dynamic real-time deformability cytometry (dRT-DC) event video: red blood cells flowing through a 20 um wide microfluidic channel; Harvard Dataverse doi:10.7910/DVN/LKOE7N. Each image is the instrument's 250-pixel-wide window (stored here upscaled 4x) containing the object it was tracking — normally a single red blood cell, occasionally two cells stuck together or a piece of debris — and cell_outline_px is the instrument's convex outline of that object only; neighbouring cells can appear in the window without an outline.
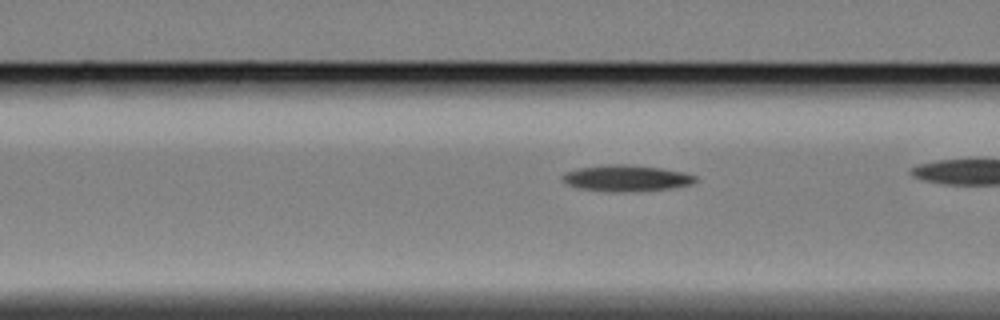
{"species": "Egyptian fruit bat (a non-hibernating species)", "species_latin": "Rousettus aegyptiacus", "temperature_condition": "cold", "stored_images_in_passage": 9, "camera_frame_rate_fps": 3000, "um_per_image_px": 0.085, "animal": {"sex": "female"}, "frame": {"image": 1, "passage_image": 6, "time_ms": 1.667, "image_size_px": [1000, 320], "cell_outline_px": [[700, 180], [692, 184], [672, 188], [624, 192], [604, 192], [580, 188], [568, 184], [560, 176], [568, 172], [580, 168], [608, 164], [624, 164], [660, 168], [684, 172], [696, 176]], "centroid_in_image_um": [53.29, 15.15], "position_along_channel_um": 113.3, "area_um2": 20.29}}